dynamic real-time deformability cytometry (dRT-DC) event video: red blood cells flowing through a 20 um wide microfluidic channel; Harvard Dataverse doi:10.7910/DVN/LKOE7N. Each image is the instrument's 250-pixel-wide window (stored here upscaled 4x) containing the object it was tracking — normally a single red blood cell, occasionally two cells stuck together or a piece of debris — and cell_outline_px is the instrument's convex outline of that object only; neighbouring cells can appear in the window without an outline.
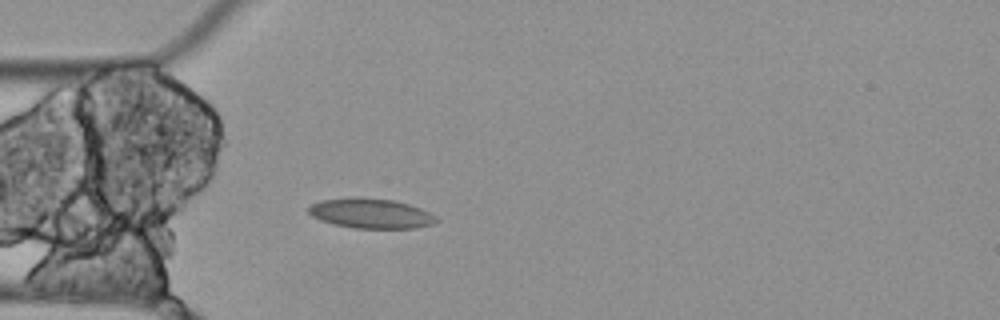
{"species": "Egyptian fruit bat (a non-hibernating species)", "species_latin": "Rousettus aegyptiacus", "temperature_condition": "cold", "stored_images_in_passage": 3, "camera_frame_rate_fps": 3000, "um_per_image_px": 0.085, "animal": {"sex": "female"}, "frame": {"image": 1, "passage_image": 3, "time_ms": 0.667, "image_size_px": [1000, 320], "cell_outline_px": [[440, 220], [432, 224], [416, 228], [352, 228], [332, 224], [320, 220], [312, 216], [308, 212], [308, 204], [320, 200], [356, 196], [360, 196], [392, 200], [408, 204], [432, 212]], "centroid_in_image_um": [31.5, 18.13], "position_along_channel_um": 53.5, "area_um2": 22.72}}